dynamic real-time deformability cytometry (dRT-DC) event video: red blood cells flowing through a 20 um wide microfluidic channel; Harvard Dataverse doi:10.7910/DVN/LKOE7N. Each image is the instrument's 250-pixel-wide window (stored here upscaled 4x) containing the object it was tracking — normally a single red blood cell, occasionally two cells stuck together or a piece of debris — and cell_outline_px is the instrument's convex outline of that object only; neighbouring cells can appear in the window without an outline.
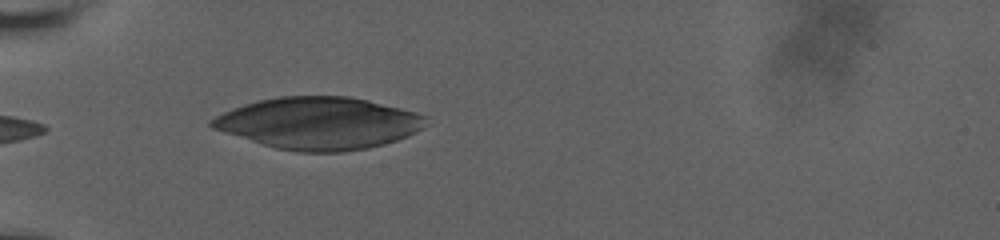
{"species": "human", "species_latin": "Homo sapiens", "temperature_condition": "room temperature", "stored_images_in_passage": 29, "camera_frame_rate_fps": 3000, "um_per_image_px": 0.085, "donor": {"sex": "male"}, "frame": {"image": 1, "passage_image": 2, "time_ms": 0.333, "image_size_px": [1000, 240], "cell_outline_px": [[428, 124], [416, 132], [408, 136], [384, 144], [368, 148], [344, 152], [296, 152], [276, 148], [224, 132], [212, 128], [208, 124], [208, 120], [232, 108], [244, 104], [260, 100], [280, 96], [348, 96], [368, 100], [416, 112], [428, 116]], "centroid_in_image_um": [27.12, 10.47], "position_along_channel_um": 57.9, "area_um2": 65.03}}